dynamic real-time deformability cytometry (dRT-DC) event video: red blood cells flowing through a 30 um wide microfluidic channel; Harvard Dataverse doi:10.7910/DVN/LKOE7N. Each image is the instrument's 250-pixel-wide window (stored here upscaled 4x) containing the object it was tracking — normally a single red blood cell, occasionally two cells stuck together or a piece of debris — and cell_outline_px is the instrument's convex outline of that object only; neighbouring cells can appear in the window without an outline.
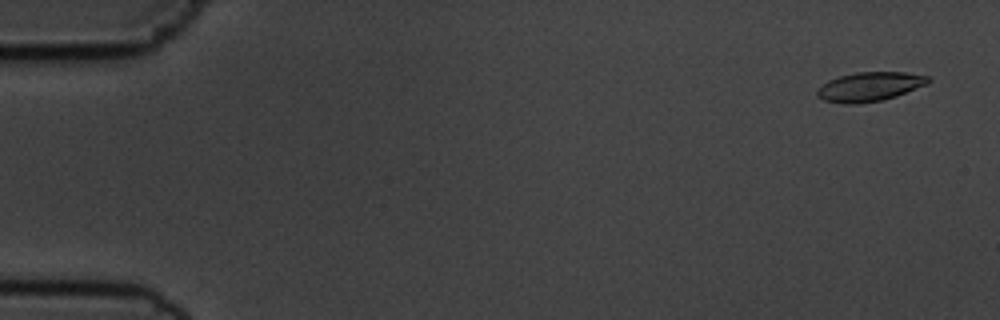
{"species": "common noctule bat (a hibernating species)", "species_latin": "Nyctalus noctula", "temperature_condition": "cold", "stored_images_in_passage": 56, "camera_frame_rate_fps": 3000, "um_per_image_px": 0.085, "animal": {"sex": "male", "body_mass_g": 19.5, "forearm_length_mm": 54.6}, "frame": {"image": 1, "passage_image": 3, "time_ms": 0.667, "image_size_px": [1000, 320], "cell_outline_px": [[932, 80], [928, 84], [896, 96], [884, 100], [856, 104], [844, 104], [824, 100], [816, 96], [816, 92], [828, 80], [840, 76], [856, 72], [904, 72], [928, 76]], "centroid_in_image_um": [73.94, 7.37], "position_along_channel_um": 11.1, "area_um2": 18.9}}
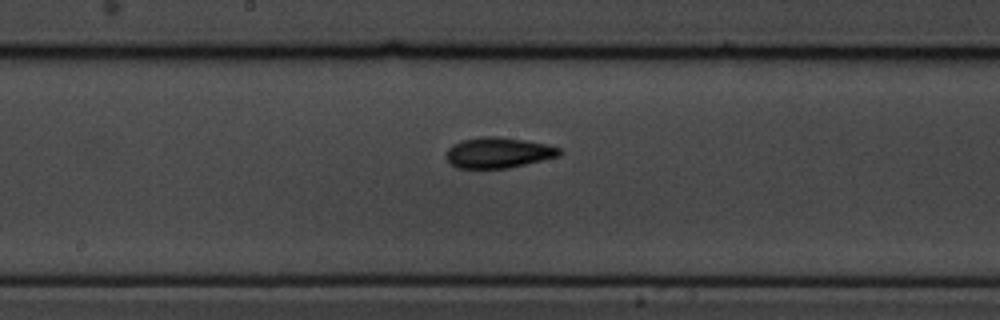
{"frame": {"image": 2, "passage_image": 30, "time_ms": 9.667, "image_size_px": [1000, 320], "cell_outline_px": [[564, 152], [560, 156], [508, 168], [456, 168], [444, 156], [448, 148], [452, 144], [460, 140], [480, 136], [496, 136], [524, 140], [548, 144], [560, 148]], "centroid_in_image_um": [42.35, 12.97], "position_along_channel_um": 205.8, "area_um2": 20.46}}
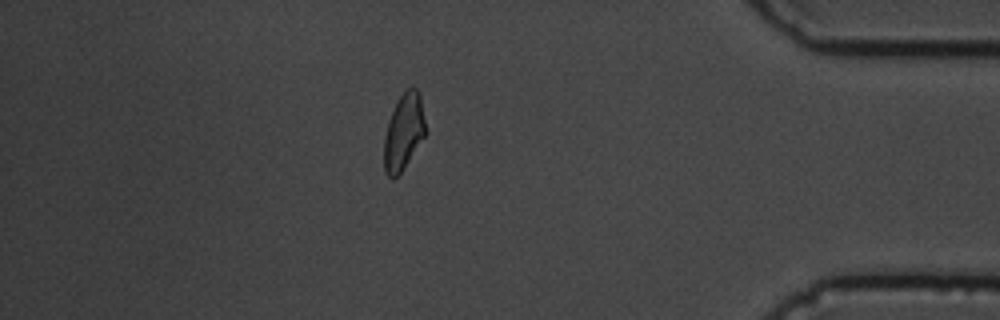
{"frame": {"image": 3, "passage_image": 49, "time_ms": 16.0, "image_size_px": [1000, 320], "cell_outline_px": [[428, 132], [404, 168], [392, 180], [384, 172], [384, 136], [388, 120], [400, 96], [408, 88], [416, 88], [420, 92]], "centroid_in_image_um": [34.34, 11.22], "position_along_channel_um": 400.9, "area_um2": 18.73}, "authors_computed_cell_mechanics": {"area_um2": 19.1896, "velocity_mm_per_s": 3.6376, "shape_relaxation_time_tau1_ms": 3.0641, "shape_relaxation_time_tau2_ms": 2.2535, "deformation_change_tau1": 0.1359, "deformation_change_tau2": 0.0737}}